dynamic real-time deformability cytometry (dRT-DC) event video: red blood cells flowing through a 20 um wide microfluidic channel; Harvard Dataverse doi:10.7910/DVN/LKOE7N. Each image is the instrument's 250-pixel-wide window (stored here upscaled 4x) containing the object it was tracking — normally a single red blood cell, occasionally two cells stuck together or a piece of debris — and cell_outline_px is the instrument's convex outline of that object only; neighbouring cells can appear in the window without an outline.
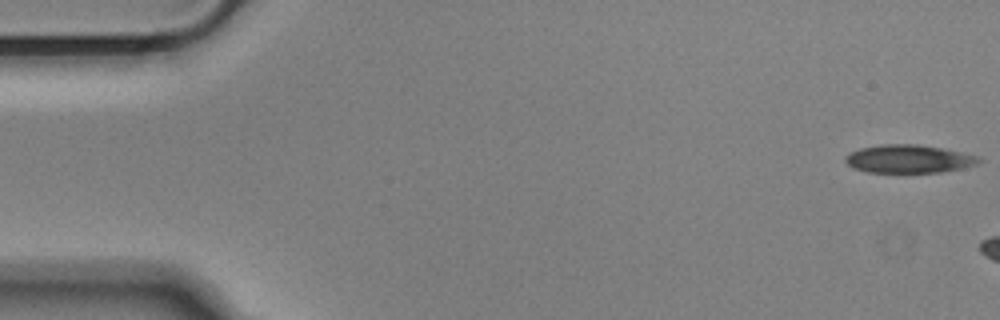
{"species": "Egyptian fruit bat (a non-hibernating species)", "species_latin": "Rousettus aegyptiacus", "temperature_condition": "cold", "stored_images_in_passage": 5, "camera_frame_rate_fps": 3000, "um_per_image_px": 0.085, "animal": {"sex": "male"}, "frame": {"image": 1, "passage_image": 1, "time_ms": 0.0, "image_size_px": [1000, 320], "cell_outline_px": [[984, 160], [976, 164], [960, 168], [940, 172], [868, 172], [852, 168], [844, 160], [844, 156], [860, 148], [880, 144], [916, 144], [940, 148], [960, 152], [976, 156]], "centroid_in_image_um": [77.19, 13.5], "position_along_channel_um": 7.8, "area_um2": 21.68}}